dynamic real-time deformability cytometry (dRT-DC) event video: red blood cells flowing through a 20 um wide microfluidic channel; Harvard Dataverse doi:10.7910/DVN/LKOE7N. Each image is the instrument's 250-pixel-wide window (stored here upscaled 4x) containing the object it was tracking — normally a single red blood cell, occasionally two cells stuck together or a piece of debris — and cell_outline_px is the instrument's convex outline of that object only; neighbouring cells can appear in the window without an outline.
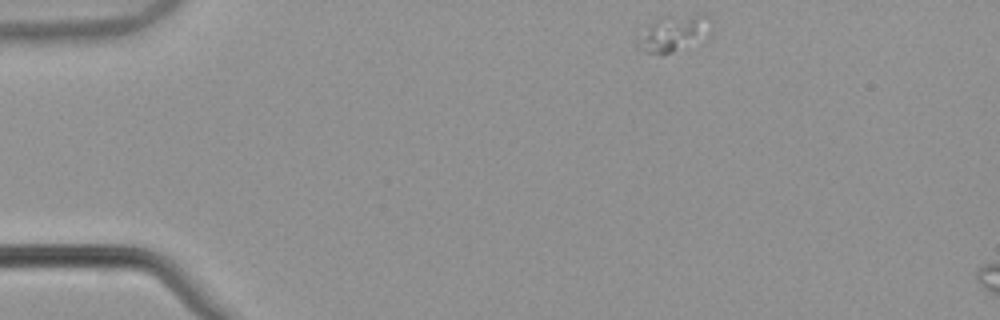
{"species": "common noctule bat (a hibernating species)", "species_latin": "Nyctalus noctula", "temperature_condition": "warm", "stored_images_in_passage": 8, "camera_frame_rate_fps": 3000, "um_per_image_px": 0.085, "animal": {"sex": "male", "body_mass_g": 21.5, "forearm_length_mm": 52.0}, "frame": {"image": 1, "passage_image": 1, "time_ms": 0.0, "image_size_px": [1000, 320], "cell_outline_px": [[704, 16], [692, 32], [672, 52], [664, 56], [660, 56], [644, 52], [640, 48], [636, 40], [648, 24], [656, 16]], "centroid_in_image_um": [56.66, 2.86], "position_along_channel_um": 28.3, "area_um2": 12.37}}